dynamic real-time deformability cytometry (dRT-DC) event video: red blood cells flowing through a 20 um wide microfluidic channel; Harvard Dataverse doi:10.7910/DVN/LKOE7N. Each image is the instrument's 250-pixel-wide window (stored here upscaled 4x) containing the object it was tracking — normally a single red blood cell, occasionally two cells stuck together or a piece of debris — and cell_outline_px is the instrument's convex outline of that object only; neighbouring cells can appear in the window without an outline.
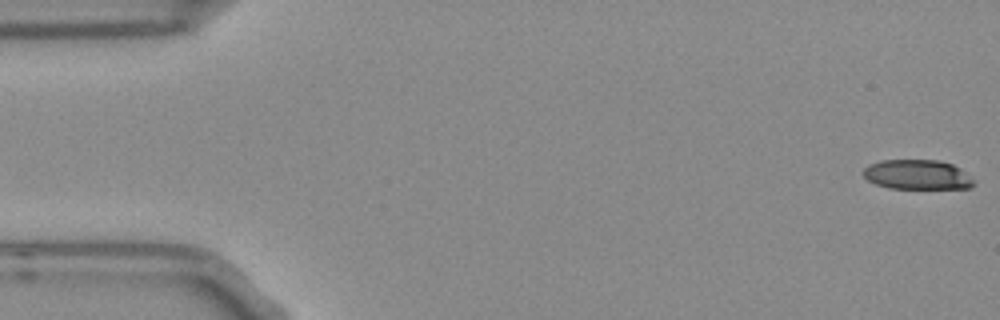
{"species": "Egyptian fruit bat (a non-hibernating species)", "species_latin": "Rousettus aegyptiacus", "temperature_condition": "room temperature", "stored_images_in_passage": 11, "camera_frame_rate_fps": 3000, "um_per_image_px": 0.085, "frame": {"image": 1, "passage_image": 1, "time_ms": 0.0, "image_size_px": [1000, 320], "cell_outline_px": [[972, 184], [968, 188], [888, 188], [876, 184], [868, 180], [860, 172], [868, 164], [880, 160], [940, 160], [952, 164], [960, 168], [972, 180]], "centroid_in_image_um": [77.88, 14.83], "position_along_channel_um": 7.1, "area_um2": 19.02}}